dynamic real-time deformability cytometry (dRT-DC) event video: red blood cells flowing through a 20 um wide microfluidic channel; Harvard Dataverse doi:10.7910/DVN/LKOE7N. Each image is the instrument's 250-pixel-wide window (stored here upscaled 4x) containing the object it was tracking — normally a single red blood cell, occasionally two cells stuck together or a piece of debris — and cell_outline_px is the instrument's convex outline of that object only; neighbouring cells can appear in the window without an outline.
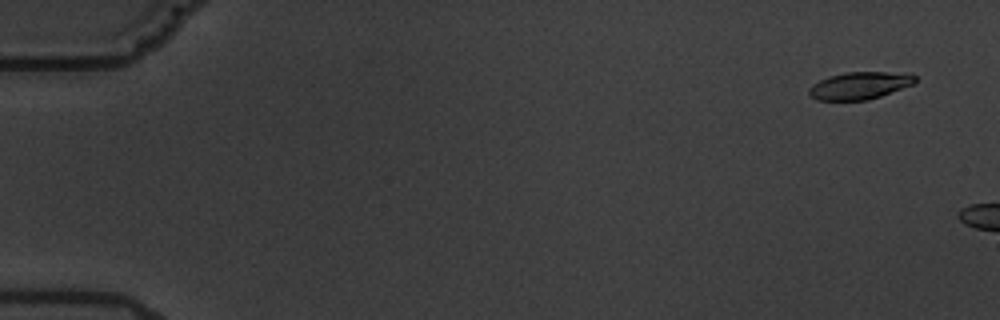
{"species": "common noctule bat (a hibernating species)", "species_latin": "Nyctalus noctula", "temperature_condition": "warm", "stored_images_in_passage": 3, "camera_frame_rate_fps": 3000, "um_per_image_px": 0.085, "animal": {"sex": "male", "body_mass_g": 19.5, "forearm_length_mm": 54.6}, "frame": {"image": 1, "passage_image": 1, "time_ms": 0.0, "image_size_px": [1000, 320], "cell_outline_px": [[916, 80], [912, 84], [880, 96], [868, 100], [816, 100], [808, 92], [808, 88], [812, 84], [828, 76], [848, 72], [908, 72], [916, 76]], "centroid_in_image_um": [73.07, 7.26], "position_along_channel_um": 11.9, "area_um2": 16.88}}